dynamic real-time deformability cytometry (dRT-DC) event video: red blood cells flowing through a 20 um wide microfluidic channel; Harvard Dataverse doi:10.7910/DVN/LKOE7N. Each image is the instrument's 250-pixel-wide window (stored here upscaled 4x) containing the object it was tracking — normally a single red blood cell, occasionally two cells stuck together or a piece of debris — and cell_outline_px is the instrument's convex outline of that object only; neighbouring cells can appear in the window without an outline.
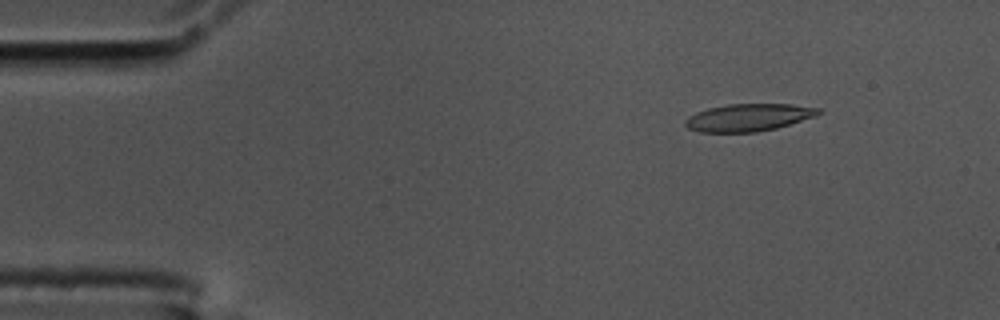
{"species": "common noctule bat (a hibernating species)", "species_latin": "Nyctalus noctula", "temperature_condition": "cold", "stored_images_in_passage": 56, "camera_frame_rate_fps": 3000, "um_per_image_px": 0.085, "animal": {"sex": "male", "body_mass_g": 17.5, "forearm_length_mm": 52.3}, "frame": {"image": 1, "passage_image": 7, "time_ms": 2.0, "image_size_px": [1000, 320], "cell_outline_px": [[824, 112], [816, 116], [776, 128], [756, 132], [700, 132], [688, 128], [684, 124], [684, 120], [688, 116], [696, 112], [708, 108], [728, 104], [792, 104], [820, 108]], "centroid_in_image_um": [63.63, 9.98], "position_along_channel_um": 21.4, "area_um2": 21.39}}
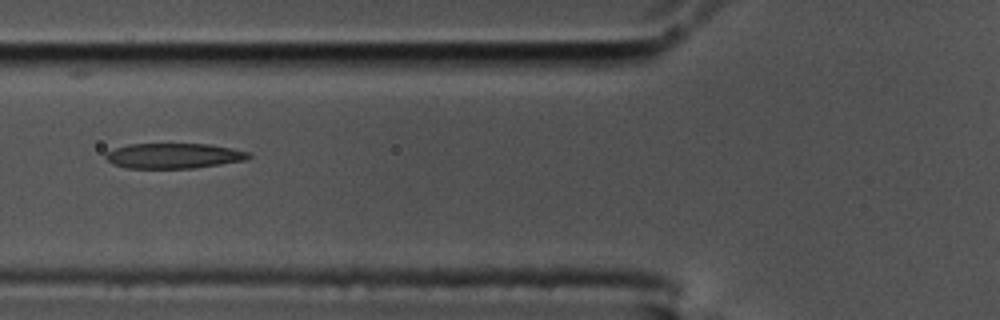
{"frame": {"image": 2, "passage_image": 21, "time_ms": 6.667, "image_size_px": [1000, 320], "cell_outline_px": [[252, 156], [248, 160], [192, 168], [128, 168], [112, 164], [104, 156], [104, 152], [128, 144], [208, 144], [232, 148], [252, 152]], "centroid_in_image_um": [14.79, 13.24], "position_along_channel_um": 111.0, "area_um2": 21.15}}
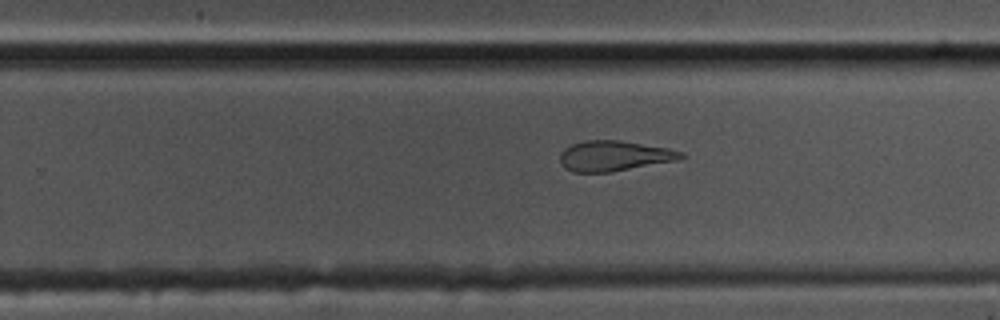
{"frame": {"image": 3, "passage_image": 35, "time_ms": 11.333, "image_size_px": [1000, 320], "cell_outline_px": [[684, 156], [680, 160], [608, 172], [572, 172], [564, 168], [560, 160], [560, 152], [564, 148], [572, 144], [584, 140], [620, 140], [668, 148], [684, 152]], "centroid_in_image_um": [52.19, 13.24], "position_along_channel_um": 277.6, "area_um2": 21.44}, "authors_computed_cell_mechanics": {"area_um2": 22.0218, "velocity_mm_per_s": 3.5724, "shape_relaxation_time_tau1_ms": null, "shape_relaxation_time_tau2_ms": 2.0153, "deformation_change_tau1": null, "deformation_change_tau2": 0.1168}}